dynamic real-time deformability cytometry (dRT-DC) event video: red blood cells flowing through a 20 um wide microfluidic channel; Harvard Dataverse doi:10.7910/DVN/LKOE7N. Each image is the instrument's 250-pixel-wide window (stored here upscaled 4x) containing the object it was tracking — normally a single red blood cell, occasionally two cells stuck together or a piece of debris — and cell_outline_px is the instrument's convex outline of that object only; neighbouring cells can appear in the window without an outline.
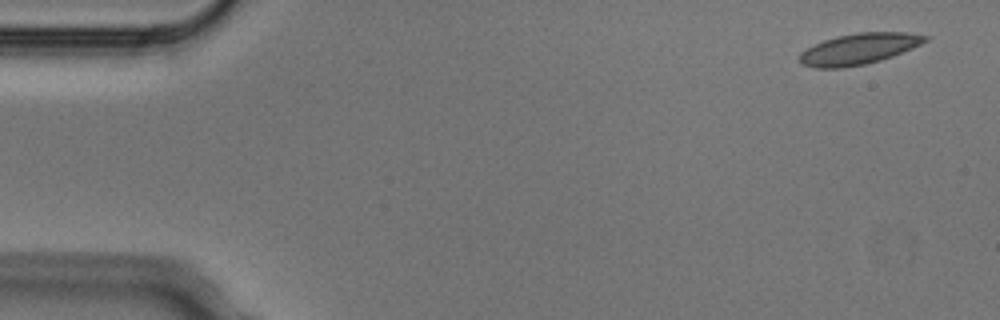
{"species": "Egyptian fruit bat (a non-hibernating species)", "species_latin": "Rousettus aegyptiacus", "temperature_condition": "cold", "stored_images_in_passage": 7, "camera_frame_rate_fps": 3000, "um_per_image_px": 0.085, "animal": {"sex": "male"}, "frame": {"image": 1, "passage_image": 1, "time_ms": 0.0, "image_size_px": [1000, 320], "cell_outline_px": [[932, 36], [928, 40], [912, 48], [892, 56], [880, 60], [864, 64], [844, 68], [816, 68], [800, 64], [796, 56], [800, 52], [824, 40], [836, 36], [856, 32], [904, 32]], "centroid_in_image_um": [72.97, 4.15], "position_along_channel_um": 12.0, "area_um2": 22.83}}
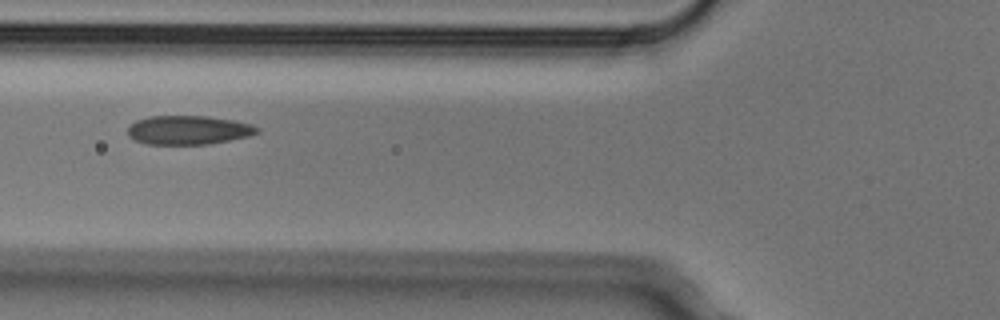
{"frame": {"image": 2, "passage_image": 6, "time_ms": 1.667, "image_size_px": [1000, 320], "cell_outline_px": [[260, 132], [248, 136], [208, 144], [148, 144], [136, 140], [128, 136], [128, 128], [136, 120], [152, 116], [208, 116], [232, 120], [252, 124], [260, 128]], "centroid_in_image_um": [16.03, 11.05], "position_along_channel_um": 109.8, "area_um2": 21.68}}
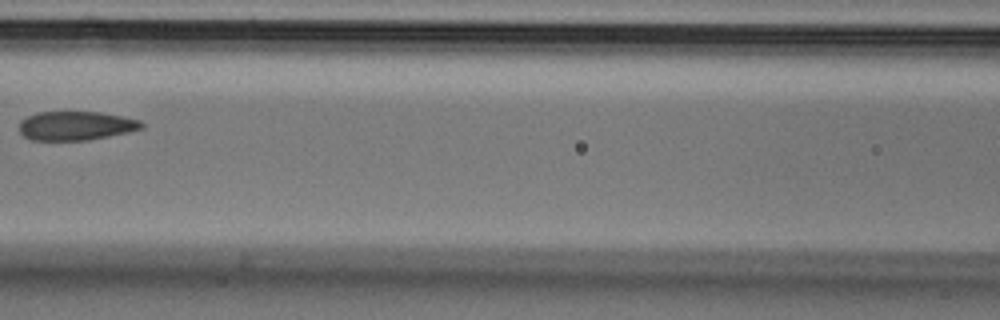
{"frame": {"image": 3, "passage_image": 7, "time_ms": 2.0, "image_size_px": [1000, 320], "cell_outline_px": [[144, 128], [128, 132], [88, 140], [28, 140], [20, 132], [20, 120], [36, 112], [100, 112], [140, 120], [144, 124]], "centroid_in_image_um": [6.43, 10.69], "position_along_channel_um": 160.2, "area_um2": 20.63}}